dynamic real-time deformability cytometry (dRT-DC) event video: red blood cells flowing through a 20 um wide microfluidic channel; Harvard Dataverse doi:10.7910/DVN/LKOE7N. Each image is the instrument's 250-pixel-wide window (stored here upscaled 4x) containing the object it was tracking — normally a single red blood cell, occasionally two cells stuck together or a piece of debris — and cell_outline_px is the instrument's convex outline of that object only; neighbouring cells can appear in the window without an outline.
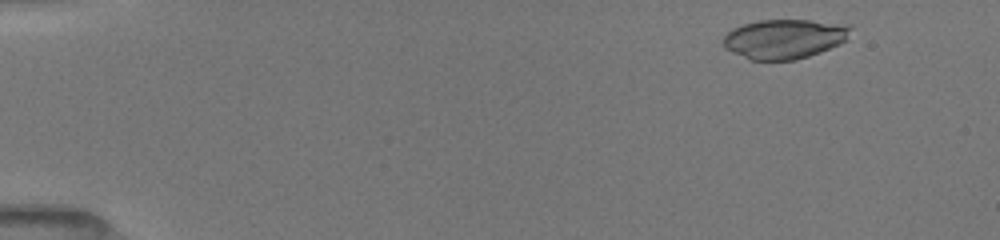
{"species": "common noctule bat (a hibernating species)", "species_latin": "Nyctalus noctula", "temperature_condition": "room temperature", "stored_images_in_passage": 9, "camera_frame_rate_fps": 3000, "um_per_image_px": 0.085, "animal": {"sex": "female", "body_mass_g": 19.5, "forearm_length_mm": 54.1}, "frame": {"image": 1, "passage_image": 2, "time_ms": 1.0, "image_size_px": [1000, 240], "cell_outline_px": [[852, 28], [848, 40], [840, 44], [820, 52], [796, 60], [748, 60], [724, 48], [724, 36], [732, 28], [744, 24], [760, 20], [812, 20], [852, 24]], "centroid_in_image_um": [66.72, 3.3], "position_along_channel_um": 18.3, "area_um2": 29.71}}